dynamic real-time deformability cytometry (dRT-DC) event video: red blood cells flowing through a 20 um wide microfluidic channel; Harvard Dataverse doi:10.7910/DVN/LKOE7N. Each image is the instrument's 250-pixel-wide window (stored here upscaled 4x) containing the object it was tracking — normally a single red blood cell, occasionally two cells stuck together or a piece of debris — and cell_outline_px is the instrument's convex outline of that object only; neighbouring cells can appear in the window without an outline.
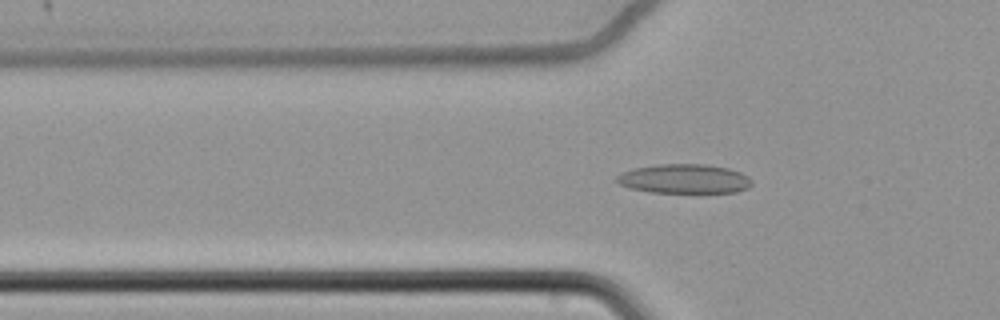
{"species": "common noctule bat (a hibernating species)", "species_latin": "Nyctalus noctula", "temperature_condition": "cold", "stored_images_in_passage": 59, "camera_frame_rate_fps": 3000, "um_per_image_px": 0.085, "animal": {"sex": "female", "body_mass_g": 22.7, "forearm_length_mm": 54.2}, "frame": {"image": 1, "passage_image": 19, "time_ms": 6.0, "image_size_px": [1000, 320], "cell_outline_px": [[752, 184], [748, 188], [736, 192], [648, 192], [632, 188], [620, 184], [616, 180], [616, 176], [632, 168], [656, 164], [708, 164], [728, 168], [740, 172], [748, 176], [752, 180]], "centroid_in_image_um": [58.18, 15.19], "position_along_channel_um": 67.6, "area_um2": 23.06}}
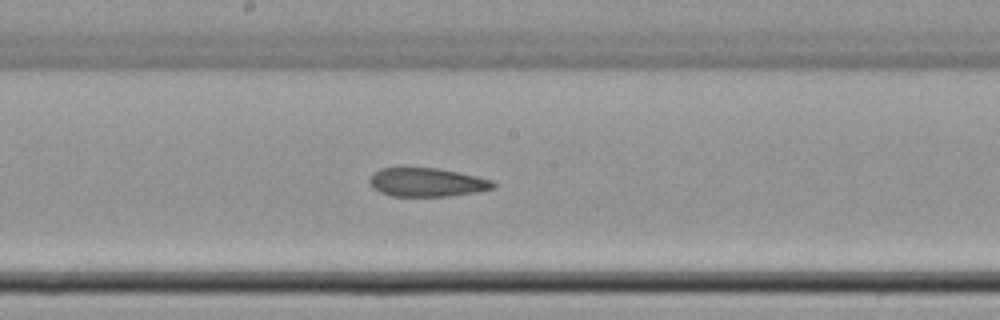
{"frame": {"image": 2, "passage_image": 32, "time_ms": 10.333, "image_size_px": [1000, 320], "cell_outline_px": [[496, 188], [476, 192], [448, 196], [392, 196], [380, 192], [372, 188], [368, 180], [372, 172], [380, 168], [400, 164], [436, 168], [476, 176], [492, 180], [496, 184]], "centroid_in_image_um": [36.19, 15.45], "position_along_channel_um": 212.0, "area_um2": 21.5}}
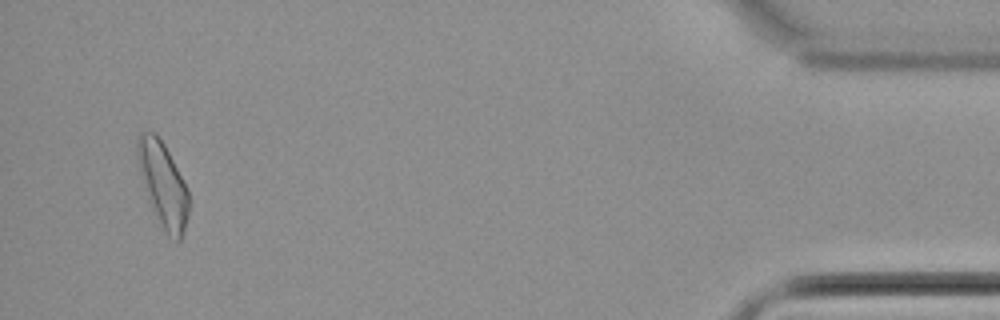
{"frame": {"image": 3, "passage_image": 57, "time_ms": 18.667, "image_size_px": [1000, 320], "cell_outline_px": [[188, 212], [184, 228], [180, 240], [176, 240], [168, 236], [160, 224], [148, 200], [140, 172], [136, 156], [136, 136], [140, 132], [156, 132], [164, 144], [188, 192]], "centroid_in_image_um": [13.8, 15.63], "position_along_channel_um": 421.4, "area_um2": 24.74}, "authors_computed_cell_mechanics": {"area_um2": 22.5998, "velocity_mm_per_s": 3.4116, "shape_relaxation_time_tau1_ms": null, "shape_relaxation_time_tau2_ms": 5.266, "deformation_change_tau1": null, "deformation_change_tau2": 0.148}}